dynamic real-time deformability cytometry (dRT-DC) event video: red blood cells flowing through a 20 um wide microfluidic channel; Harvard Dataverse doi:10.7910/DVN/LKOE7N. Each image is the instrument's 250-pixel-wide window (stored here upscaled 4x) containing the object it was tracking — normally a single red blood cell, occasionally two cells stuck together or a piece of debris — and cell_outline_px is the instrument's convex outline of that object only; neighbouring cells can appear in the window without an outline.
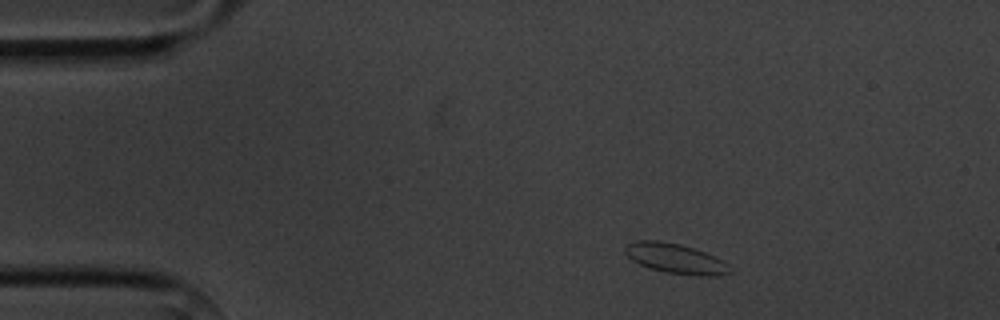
{"species": "common noctule bat (a hibernating species)", "species_latin": "Nyctalus noctula", "temperature_condition": "cold", "stored_images_in_passage": 4, "camera_frame_rate_fps": 3000, "um_per_image_px": 0.085, "animal": {"sex": "male", "body_mass_g": 20.1, "forearm_length_mm": 53.5}, "frame": {"image": 1, "passage_image": 1, "time_ms": 0.0, "image_size_px": [1000, 320], "cell_outline_px": [[732, 272], [716, 276], [696, 276], [668, 272], [648, 268], [632, 260], [624, 252], [624, 244], [636, 240], [660, 240], [680, 244], [716, 256], [724, 260], [732, 268]], "centroid_in_image_um": [57.42, 21.97], "position_along_channel_um": 27.6, "area_um2": 18.55}}